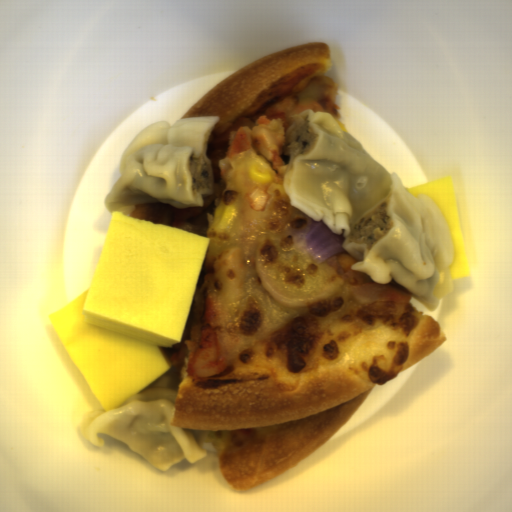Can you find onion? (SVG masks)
I'll return each mask as SVG.
<instances>
[{
	"label": "onion",
	"instance_id": "onion-1",
	"mask_svg": "<svg viewBox=\"0 0 512 512\" xmlns=\"http://www.w3.org/2000/svg\"><path fill=\"white\" fill-rule=\"evenodd\" d=\"M343 230L337 236L330 227L322 221H313L296 239V250L312 255L316 262L346 252L342 247Z\"/></svg>",
	"mask_w": 512,
	"mask_h": 512
},
{
	"label": "onion",
	"instance_id": "onion-2",
	"mask_svg": "<svg viewBox=\"0 0 512 512\" xmlns=\"http://www.w3.org/2000/svg\"><path fill=\"white\" fill-rule=\"evenodd\" d=\"M389 283H369V284H357L351 287V294L356 301L361 303H372L376 301H389L392 299L393 294L390 292Z\"/></svg>",
	"mask_w": 512,
	"mask_h": 512
}]
</instances>
